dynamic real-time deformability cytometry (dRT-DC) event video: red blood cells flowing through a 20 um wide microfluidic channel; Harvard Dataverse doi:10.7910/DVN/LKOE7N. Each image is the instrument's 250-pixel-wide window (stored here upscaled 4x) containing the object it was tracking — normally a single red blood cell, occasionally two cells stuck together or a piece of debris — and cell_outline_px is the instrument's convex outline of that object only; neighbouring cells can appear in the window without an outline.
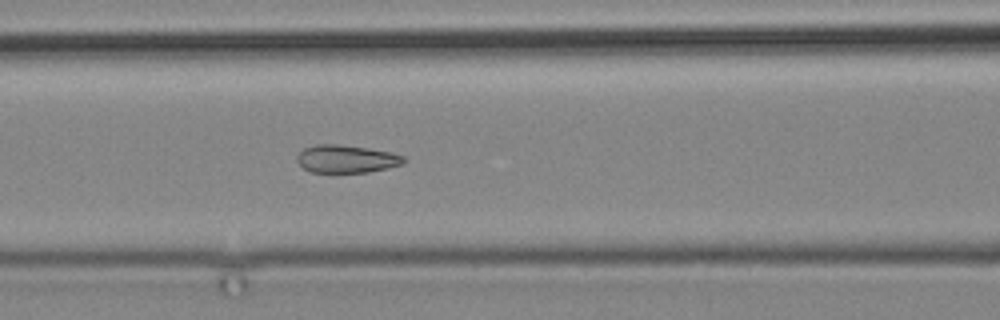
{"species": "common noctule bat (a hibernating species)", "species_latin": "Nyctalus noctula", "temperature_condition": "cold", "stored_images_in_passage": 3, "camera_frame_rate_fps": 3000, "um_per_image_px": 0.085, "animal": {"sex": "male", "body_mass_g": 19.2, "forearm_length_mm": 51.8}, "frame": {"image": 1, "passage_image": 3, "time_ms": 2.0, "image_size_px": [1000, 320], "cell_outline_px": [[408, 160], [400, 164], [388, 168], [368, 172], [312, 172], [304, 168], [296, 160], [296, 156], [304, 148], [316, 144], [336, 144], [368, 148], [392, 152], [404, 156]], "centroid_in_image_um": [29.46, 13.5], "position_along_channel_um": 137.1, "area_um2": 17.28}}